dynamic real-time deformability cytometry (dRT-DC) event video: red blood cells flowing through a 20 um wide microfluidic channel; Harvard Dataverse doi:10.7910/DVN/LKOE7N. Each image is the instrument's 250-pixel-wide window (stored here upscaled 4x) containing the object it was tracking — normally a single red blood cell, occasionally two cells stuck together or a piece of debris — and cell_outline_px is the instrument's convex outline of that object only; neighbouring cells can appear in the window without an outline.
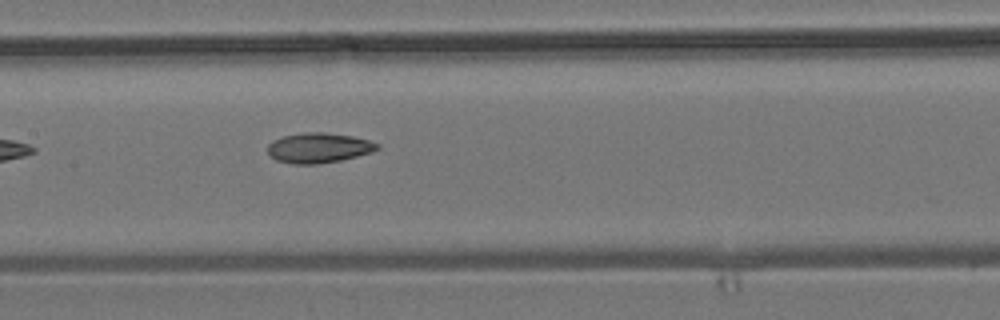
{"species": "common noctule bat (a hibernating species)", "species_latin": "Nyctalus noctula", "temperature_condition": "room temperature", "stored_images_in_passage": 6, "camera_frame_rate_fps": 3000, "um_per_image_px": 0.085, "animal": {"sex": "male", "body_mass_g": 19.2, "forearm_length_mm": 51.8}, "frame": {"image": 1, "passage_image": 6, "time_ms": 6.0, "image_size_px": [1000, 320], "cell_outline_px": [[380, 148], [372, 152], [340, 160], [316, 164], [292, 164], [276, 160], [268, 156], [268, 144], [272, 140], [284, 136], [300, 132], [324, 132], [352, 136], [368, 140], [380, 144]], "centroid_in_image_um": [27.06, 12.56], "position_along_channel_um": 180.3, "area_um2": 19.31}}